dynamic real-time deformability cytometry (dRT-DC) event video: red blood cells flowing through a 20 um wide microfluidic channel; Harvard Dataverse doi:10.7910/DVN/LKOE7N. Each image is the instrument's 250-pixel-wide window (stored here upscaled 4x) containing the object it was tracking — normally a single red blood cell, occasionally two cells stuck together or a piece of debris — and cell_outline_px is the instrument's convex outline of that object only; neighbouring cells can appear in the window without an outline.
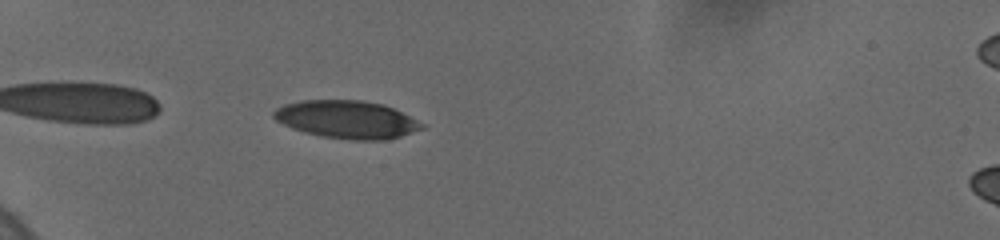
{"species": "human", "species_latin": "Homo sapiens", "temperature_condition": "cold", "stored_images_in_passage": 67, "camera_frame_rate_fps": 3000, "um_per_image_px": 0.085, "donor": {"sex": "female"}, "frame": {"image": 1, "passage_image": 8, "time_ms": 1.0, "image_size_px": [1000, 240], "cell_outline_px": [[424, 128], [400, 136], [384, 140], [356, 140], [320, 136], [304, 132], [292, 128], [276, 120], [272, 116], [272, 112], [276, 108], [284, 104], [300, 100], [360, 100], [384, 104], [424, 124]], "centroid_in_image_um": [29.44, 10.15], "position_along_channel_um": 55.6, "area_um2": 32.48}}
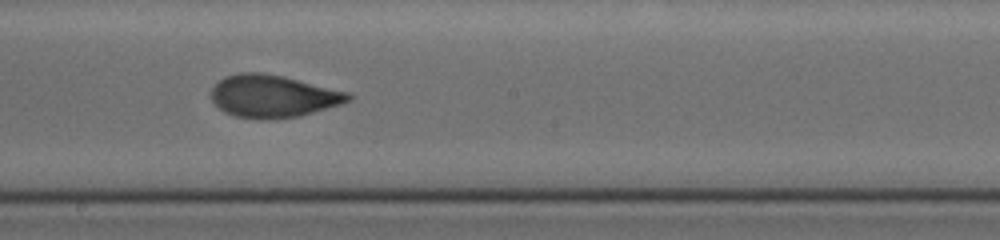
{"frame": {"image": 2, "passage_image": 48, "time_ms": 6.333, "image_size_px": [1000, 240], "cell_outline_px": [[352, 100], [340, 104], [300, 116], [260, 120], [236, 116], [224, 112], [212, 100], [212, 88], [224, 76], [240, 72], [260, 72], [280, 76], [348, 92], [352, 96]], "centroid_in_image_um": [23.18, 8.18], "position_along_channel_um": 225.0, "area_um2": 33.52}}
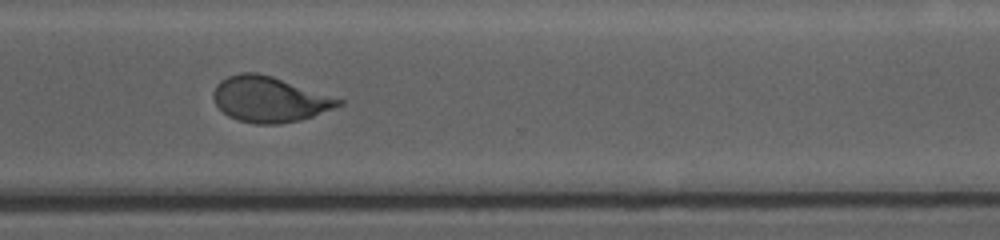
{"frame": {"image": 3, "passage_image": 66, "time_ms": 9.667, "image_size_px": [1000, 240], "cell_outline_px": [[344, 104], [312, 116], [300, 120], [280, 124], [256, 124], [240, 120], [228, 116], [216, 104], [212, 96], [212, 92], [216, 84], [220, 80], [228, 76], [240, 72], [256, 72], [272, 76], [344, 100]], "centroid_in_image_um": [22.88, 8.43], "position_along_channel_um": 347.7, "area_um2": 33.06}}